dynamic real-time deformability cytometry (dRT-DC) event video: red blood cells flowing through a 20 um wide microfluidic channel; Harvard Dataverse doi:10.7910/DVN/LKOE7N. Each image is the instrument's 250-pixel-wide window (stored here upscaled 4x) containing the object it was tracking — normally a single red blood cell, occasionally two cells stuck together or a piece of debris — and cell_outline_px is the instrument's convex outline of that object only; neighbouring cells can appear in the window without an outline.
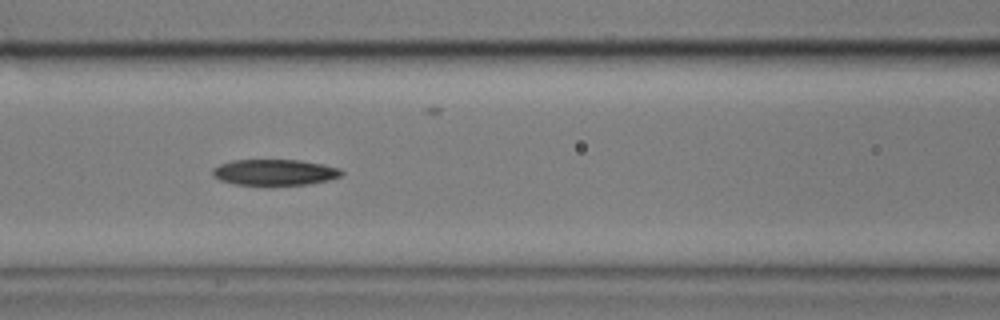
{"species": "common noctule bat (a hibernating species)", "species_latin": "Nyctalus noctula", "temperature_condition": "cold", "stored_images_in_passage": 13, "camera_frame_rate_fps": 3000, "um_per_image_px": 0.085, "animal": {"sex": "male", "body_mass_g": 17.9}, "frame": {"image": 1, "passage_image": 4, "time_ms": 1.0, "image_size_px": [1000, 320], "cell_outline_px": [[344, 172], [340, 176], [328, 180], [308, 184], [236, 184], [220, 180], [212, 176], [212, 168], [220, 164], [232, 160], [300, 160], [324, 164], [340, 168]], "centroid_in_image_um": [23.34, 14.63], "position_along_channel_um": 143.3, "area_um2": 19.36}}
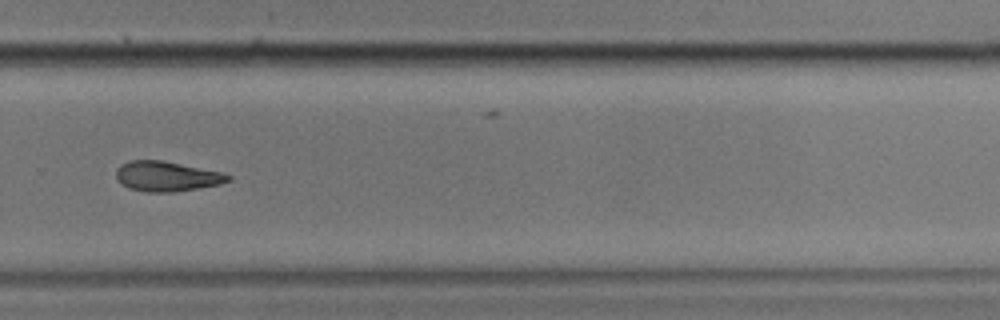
{"frame": {"image": 2, "passage_image": 8, "time_ms": 2.333, "image_size_px": [1000, 320], "cell_outline_px": [[232, 180], [220, 184], [172, 192], [148, 192], [128, 188], [116, 176], [116, 168], [120, 164], [128, 160], [160, 160], [220, 172], [232, 176]], "centroid_in_image_um": [14.15, 14.98], "position_along_channel_um": 315.6, "area_um2": 19.31}}
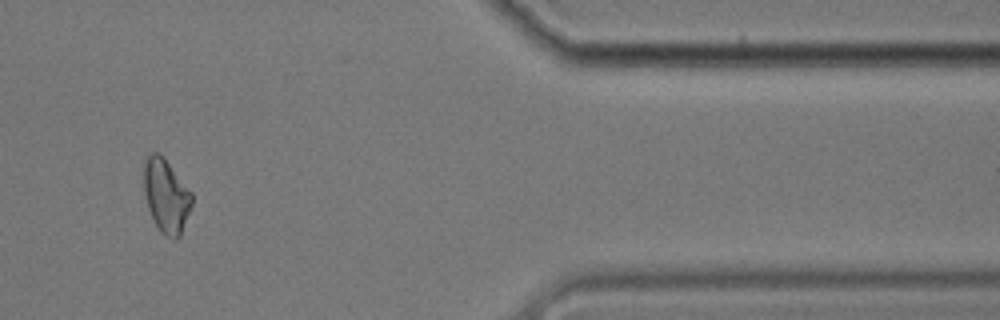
{"frame": {"image": 3, "passage_image": 10, "time_ms": 3.0, "image_size_px": [1000, 320], "cell_outline_px": [[192, 204], [180, 236], [176, 240], [172, 240], [160, 232], [148, 208], [144, 192], [144, 156], [152, 152], [160, 152], [164, 156], [192, 192]], "centroid_in_image_um": [14.12, 16.61], "position_along_channel_um": 397.3, "area_um2": 20.87}}